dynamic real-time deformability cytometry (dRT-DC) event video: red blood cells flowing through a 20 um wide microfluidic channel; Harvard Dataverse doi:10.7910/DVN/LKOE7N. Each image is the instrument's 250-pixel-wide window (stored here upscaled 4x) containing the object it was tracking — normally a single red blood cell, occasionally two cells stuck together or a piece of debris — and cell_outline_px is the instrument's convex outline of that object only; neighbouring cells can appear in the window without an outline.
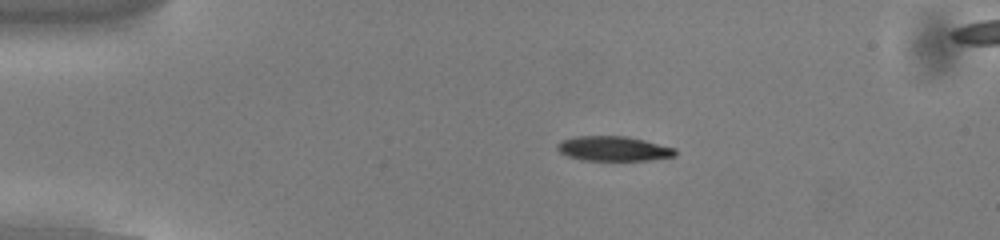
{"species": "common noctule bat (a hibernating species)", "species_latin": "Nyctalus noctula", "temperature_condition": "cold", "stored_images_in_passage": 54, "camera_frame_rate_fps": 3000, "um_per_image_px": 0.085, "animal": {"sex": "male", "body_mass_g": 13.0, "forearm_length_mm": 53.1}, "frame": {"image": 1, "passage_image": 11, "time_ms": 3.333, "image_size_px": [1000, 240], "cell_outline_px": [[676, 156], [652, 160], [580, 160], [568, 156], [560, 152], [556, 148], [556, 144], [560, 140], [576, 136], [624, 136], [644, 140], [676, 148]], "centroid_in_image_um": [52.13, 12.63], "position_along_channel_um": 32.9, "area_um2": 17.11}}
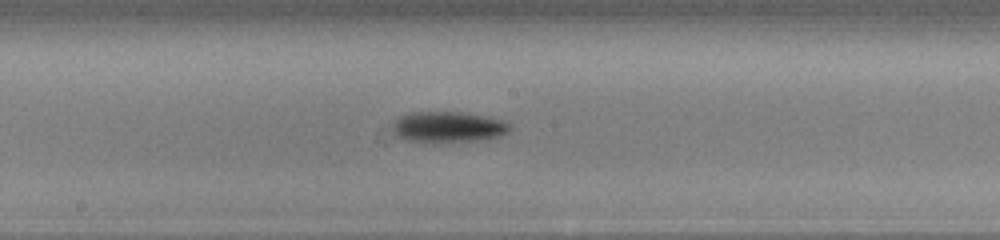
{"frame": {"image": 2, "passage_image": 29, "time_ms": 9.333, "image_size_px": [1000, 240], "cell_outline_px": [[512, 128], [508, 132], [500, 136], [488, 140], [436, 144], [432, 144], [400, 140], [396, 136], [392, 128], [392, 124], [400, 116], [412, 112], [460, 112], [492, 116], [504, 120]], "centroid_in_image_um": [38.1, 10.83], "position_along_channel_um": 210.1, "area_um2": 22.2}}
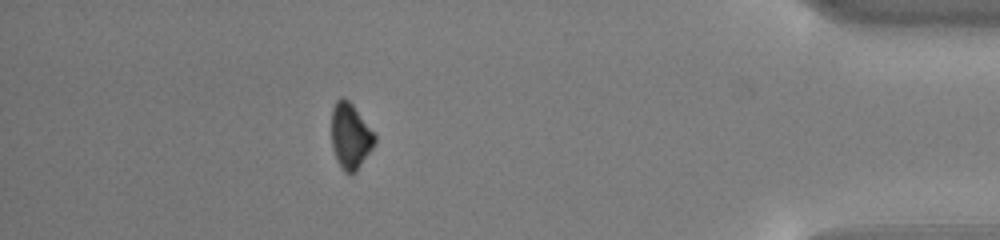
{"frame": {"image": 3, "passage_image": 48, "time_ms": 15.667, "image_size_px": [1000, 240], "cell_outline_px": [[376, 144], [356, 172], [344, 172], [340, 168], [336, 160], [332, 148], [332, 108], [336, 100], [340, 96], [344, 96], [352, 104], [376, 136]], "centroid_in_image_um": [29.77, 11.57], "position_along_channel_um": 405.4, "area_um2": 16.65}, "authors_computed_cell_mechanics": {"area_um2": 18.1492, "velocity_mm_per_s": 3.8124, "shape_relaxation_time_tau1_ms": 2.3672, "shape_relaxation_time_tau2_ms": null, "deformation_change_tau1": 0.1263, "deformation_change_tau2": null}}